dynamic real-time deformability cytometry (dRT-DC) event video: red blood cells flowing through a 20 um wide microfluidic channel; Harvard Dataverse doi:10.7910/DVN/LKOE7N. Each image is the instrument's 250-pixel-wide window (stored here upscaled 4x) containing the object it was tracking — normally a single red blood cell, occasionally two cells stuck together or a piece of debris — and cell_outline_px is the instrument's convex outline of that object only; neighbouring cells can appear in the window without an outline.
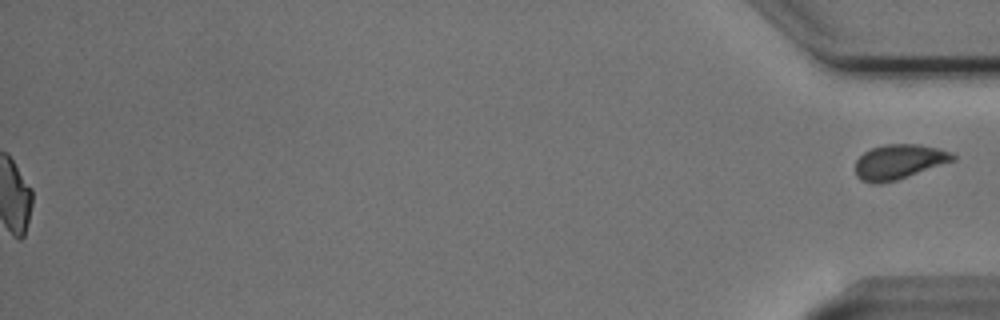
{"species": "Egyptian fruit bat (a non-hibernating species)", "species_latin": "Rousettus aegyptiacus", "temperature_condition": "cold", "stored_images_in_passage": 55, "segment_of_instrument_passage": [2, 2], "camera_frame_rate_fps": 3000, "um_per_image_px": 0.085, "animal": {"sex": "male"}, "frame": {"image": 1, "passage_image": 55, "time_ms": 18.0, "image_size_px": [1000, 320], "cell_outline_px": [[956, 160], [896, 180], [880, 184], [876, 184], [860, 180], [856, 176], [856, 160], [864, 152], [872, 148], [884, 144], [920, 144], [952, 152], [956, 156]], "centroid_in_image_um": [76.41, 13.75], "position_along_channel_um": 358.8, "area_um2": 19.77}}